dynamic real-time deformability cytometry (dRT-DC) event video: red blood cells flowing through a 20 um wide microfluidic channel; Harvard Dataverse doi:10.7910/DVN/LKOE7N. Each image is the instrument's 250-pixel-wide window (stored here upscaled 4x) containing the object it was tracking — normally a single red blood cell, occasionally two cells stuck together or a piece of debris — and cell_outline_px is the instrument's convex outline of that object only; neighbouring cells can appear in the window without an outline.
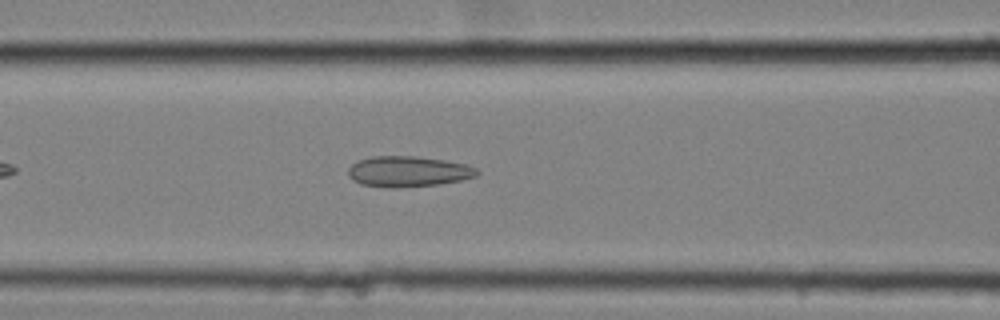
{"species": "common noctule bat (a hibernating species)", "species_latin": "Nyctalus noctula", "temperature_condition": "cold", "stored_images_in_passage": 32, "camera_frame_rate_fps": 3000, "um_per_image_px": 0.085, "animal": {"sex": "female", "body_mass_g": 25.1}, "frame": {"image": 1, "passage_image": 8, "time_ms": 2.333, "image_size_px": [1000, 320], "cell_outline_px": [[480, 172], [476, 176], [460, 180], [440, 184], [360, 184], [348, 176], [348, 168], [352, 164], [360, 160], [372, 156], [412, 156], [444, 160], [468, 164], [476, 168]], "centroid_in_image_um": [34.75, 14.51], "position_along_channel_um": 131.8, "area_um2": 21.79}}
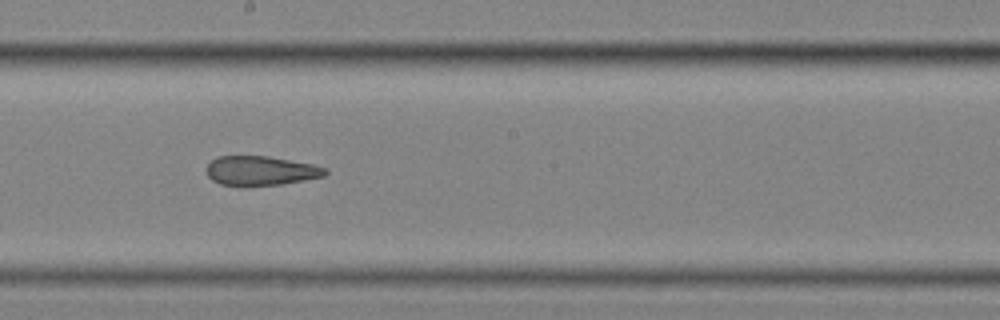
{"frame": {"image": 2, "passage_image": 16, "time_ms": 5.0, "image_size_px": [1000, 320], "cell_outline_px": [[328, 172], [324, 176], [304, 180], [280, 184], [244, 188], [240, 188], [220, 184], [212, 180], [208, 176], [208, 164], [212, 160], [220, 156], [268, 156], [312, 164], [328, 168]], "centroid_in_image_um": [22.16, 14.54], "position_along_channel_um": 226.0, "area_um2": 20.69}}
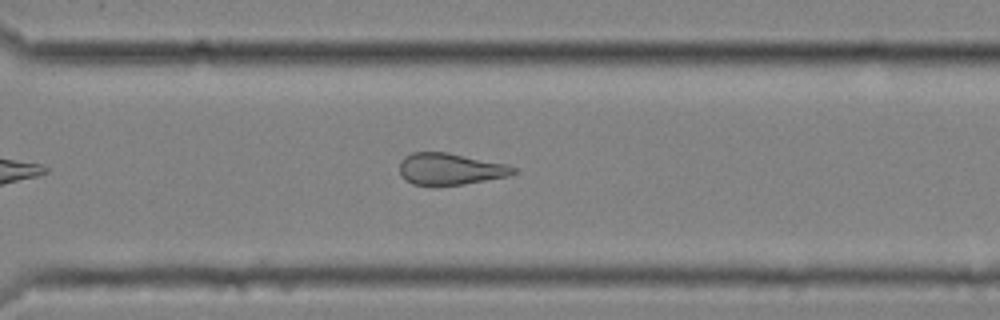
{"frame": {"image": 3, "passage_image": 25, "time_ms": 8.0, "image_size_px": [1000, 320], "cell_outline_px": [[516, 172], [508, 176], [464, 184], [436, 188], [432, 188], [412, 184], [404, 180], [400, 176], [400, 160], [404, 156], [412, 152], [448, 152], [508, 164], [516, 168]], "centroid_in_image_um": [38.21, 14.39], "position_along_channel_um": 332.4, "area_um2": 21.79}, "authors_computed_cell_mechanics": {"area_um2": 21.3571, "velocity_mm_per_s": 3.5374, "shape_relaxation_time_tau1_ms": null, "shape_relaxation_time_tau2_ms": 4.7047, "deformation_change_tau1": null, "deformation_change_tau2": 0.1277}}